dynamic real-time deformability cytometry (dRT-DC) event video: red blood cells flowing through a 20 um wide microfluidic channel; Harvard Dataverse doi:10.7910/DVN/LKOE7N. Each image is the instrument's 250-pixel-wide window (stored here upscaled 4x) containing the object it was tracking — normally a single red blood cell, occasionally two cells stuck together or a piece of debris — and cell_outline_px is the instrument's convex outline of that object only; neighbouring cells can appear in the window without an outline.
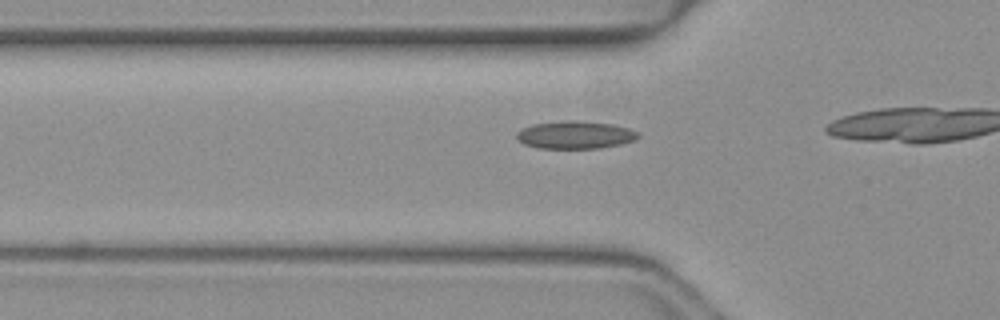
{"species": "common noctule bat (a hibernating species)", "species_latin": "Nyctalus noctula", "temperature_condition": "warm", "stored_images_in_passage": 12, "camera_frame_rate_fps": 3000, "um_per_image_px": 0.085, "animal": {"sex": "female", "body_mass_g": 19.3, "forearm_length_mm": 54.1}, "frame": {"image": 1, "passage_image": 10, "time_ms": 3.0, "image_size_px": [1000, 320], "cell_outline_px": [[640, 136], [636, 140], [620, 144], [600, 148], [540, 148], [524, 144], [516, 136], [516, 132], [532, 124], [568, 120], [576, 120], [612, 124], [628, 128], [640, 132]], "centroid_in_image_um": [48.93, 11.46], "position_along_channel_um": 76.9, "area_um2": 19.59}}